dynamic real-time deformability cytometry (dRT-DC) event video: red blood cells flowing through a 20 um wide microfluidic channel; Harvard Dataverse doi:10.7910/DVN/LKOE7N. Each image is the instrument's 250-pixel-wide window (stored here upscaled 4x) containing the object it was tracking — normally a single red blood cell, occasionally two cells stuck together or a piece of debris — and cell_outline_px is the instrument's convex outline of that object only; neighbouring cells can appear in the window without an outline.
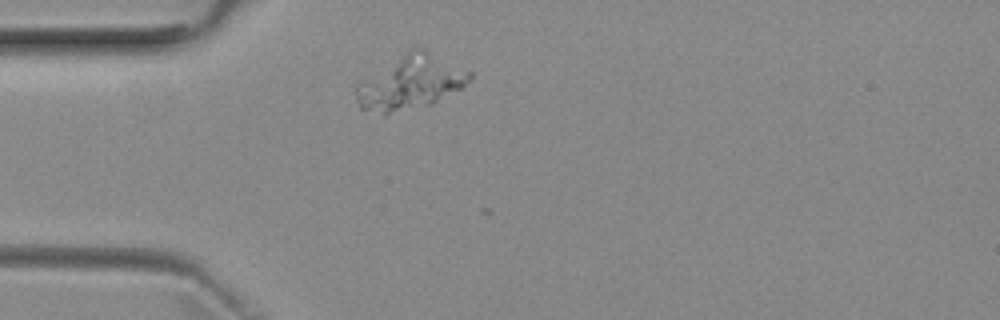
{"species": "common noctule bat (a hibernating species)", "species_latin": "Nyctalus noctula", "temperature_condition": "room temperature", "stored_images_in_passage": 6, "camera_frame_rate_fps": 3000, "um_per_image_px": 0.085, "animal": {"sex": "female", "body_mass_g": 29.2, "forearm_length_mm": 56.3}, "frame": {"image": 1, "passage_image": 2, "time_ms": 0.333, "image_size_px": [1000, 320], "cell_outline_px": [[472, 80], [460, 88], [432, 104], [384, 116], [360, 108], [356, 96], [356, 84], [360, 80], [412, 44], [420, 44], [472, 72]], "centroid_in_image_um": [34.88, 6.94], "position_along_channel_um": 50.1, "area_um2": 37.22}}